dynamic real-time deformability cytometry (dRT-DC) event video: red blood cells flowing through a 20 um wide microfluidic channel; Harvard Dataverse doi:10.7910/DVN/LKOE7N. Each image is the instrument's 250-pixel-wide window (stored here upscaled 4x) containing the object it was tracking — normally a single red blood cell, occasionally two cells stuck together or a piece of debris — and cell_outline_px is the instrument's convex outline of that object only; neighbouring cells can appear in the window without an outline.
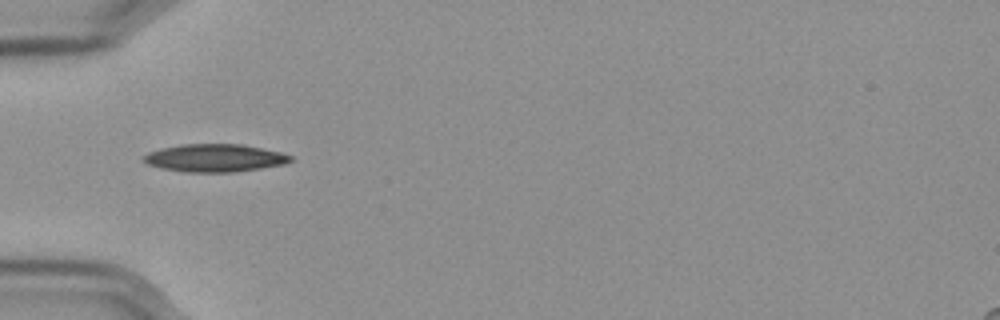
{"species": "Egyptian fruit bat (a non-hibernating species)", "species_latin": "Rousettus aegyptiacus", "temperature_condition": "cold", "stored_images_in_passage": 27, "camera_frame_rate_fps": 3000, "um_per_image_px": 0.085, "frame": {"image": 1, "passage_image": 8, "time_ms": 2.333, "image_size_px": [1000, 320], "cell_outline_px": [[292, 160], [284, 164], [260, 168], [232, 172], [184, 172], [164, 168], [148, 164], [144, 160], [144, 156], [148, 152], [160, 148], [180, 144], [244, 144], [280, 152], [292, 156]], "centroid_in_image_um": [18.26, 13.42], "position_along_channel_um": 66.7, "area_um2": 23.64}}